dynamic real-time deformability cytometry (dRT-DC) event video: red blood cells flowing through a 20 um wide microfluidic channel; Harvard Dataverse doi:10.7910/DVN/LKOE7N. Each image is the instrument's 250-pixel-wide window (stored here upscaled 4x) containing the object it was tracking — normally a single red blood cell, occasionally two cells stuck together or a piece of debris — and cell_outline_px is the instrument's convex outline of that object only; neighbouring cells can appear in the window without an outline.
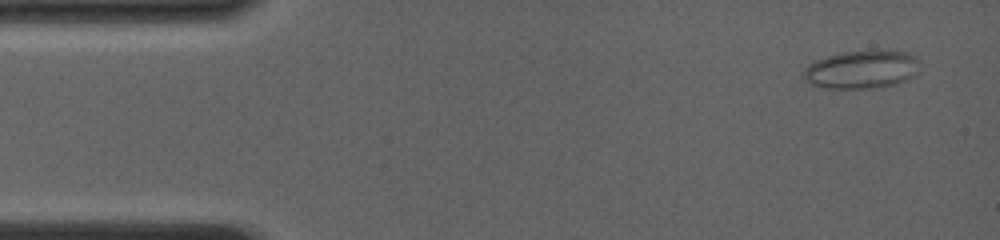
{"species": "common noctule bat (a hibernating species)", "species_latin": "Nyctalus noctula", "temperature_condition": "room temperature", "stored_images_in_passage": 5, "camera_frame_rate_fps": 4000, "um_per_image_px": 0.085, "animal": {"sex": "female", "body_mass_g": 19.0, "forearm_length_mm": 56.7}, "frame": {"image": 1, "passage_image": 1, "time_ms": 0.0, "image_size_px": [1000, 240], "cell_outline_px": [[916, 60], [908, 76], [904, 80], [896, 84], [872, 88], [820, 88], [808, 84], [804, 76], [804, 68], [808, 64], [816, 60], [828, 56], [844, 52], [908, 52]], "centroid_in_image_um": [73.05, 5.94], "position_along_channel_um": 11.9, "area_um2": 24.62}}
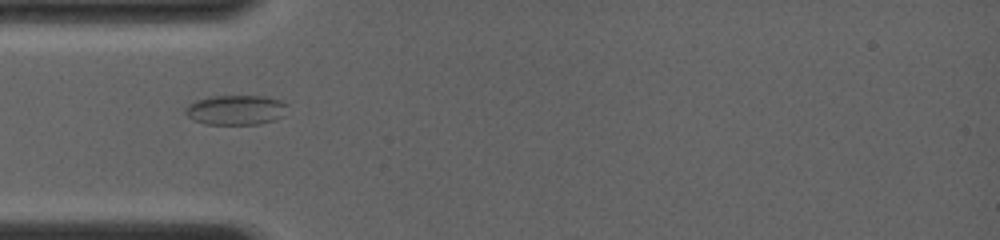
{"frame": {"image": 2, "passage_image": 4, "time_ms": 3.75, "image_size_px": [1000, 240], "cell_outline_px": [[288, 104], [284, 116], [260, 124], [204, 124], [192, 120], [184, 112], [184, 108], [188, 104], [196, 100], [212, 96], [268, 96], [280, 100]], "centroid_in_image_um": [20.04, 9.34], "position_along_channel_um": 65.0, "area_um2": 17.92}}
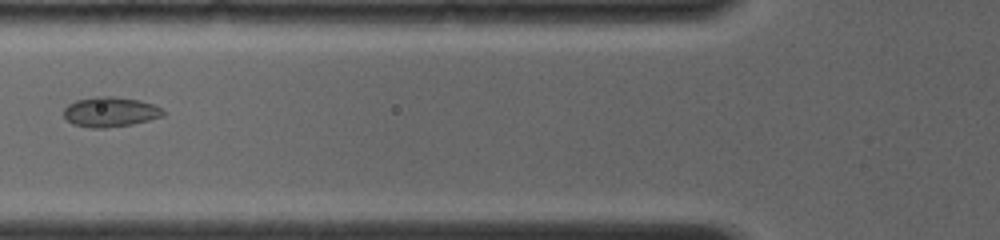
{"frame": {"image": 3, "passage_image": 5, "time_ms": 5.0, "image_size_px": [1000, 240], "cell_outline_px": [[164, 116], [132, 124], [104, 128], [88, 128], [72, 124], [64, 116], [64, 108], [68, 104], [76, 100], [96, 96], [112, 96], [140, 100], [152, 104], [160, 108], [164, 112]], "centroid_in_image_um": [9.34, 9.51], "position_along_channel_um": 116.5, "area_um2": 17.34}}